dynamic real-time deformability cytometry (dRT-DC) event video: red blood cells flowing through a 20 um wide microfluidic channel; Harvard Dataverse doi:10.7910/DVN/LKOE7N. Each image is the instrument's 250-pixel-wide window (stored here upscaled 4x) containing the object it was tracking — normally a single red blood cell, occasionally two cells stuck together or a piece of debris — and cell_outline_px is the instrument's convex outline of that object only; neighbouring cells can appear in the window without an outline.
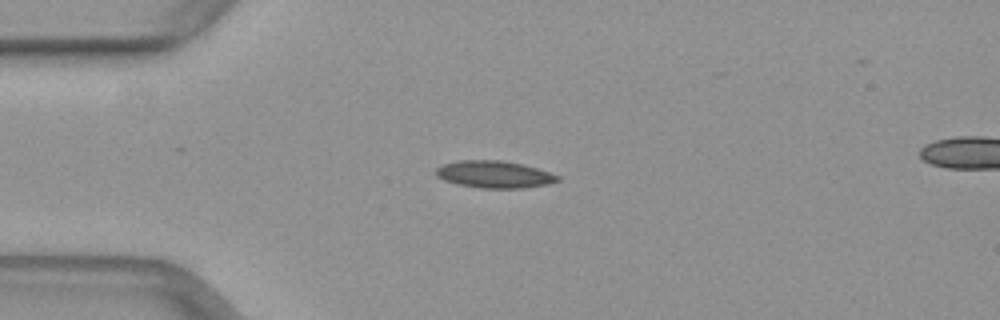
{"species": "common noctule bat (a hibernating species)", "species_latin": "Nyctalus noctula", "temperature_condition": "warm", "stored_images_in_passage": 36, "camera_frame_rate_fps": 3000, "um_per_image_px": 0.085, "animal": {"sex": "female", "body_mass_g": 29.2, "forearm_length_mm": 56.3}, "frame": {"image": 1, "passage_image": 1, "time_ms": 0.0, "image_size_px": [1000, 320], "cell_outline_px": [[560, 180], [548, 184], [524, 188], [480, 188], [456, 184], [444, 180], [436, 176], [436, 168], [444, 164], [460, 160], [500, 160], [524, 164], [560, 176]], "centroid_in_image_um": [42.01, 14.82], "position_along_channel_um": 43.0, "area_um2": 19.25}}
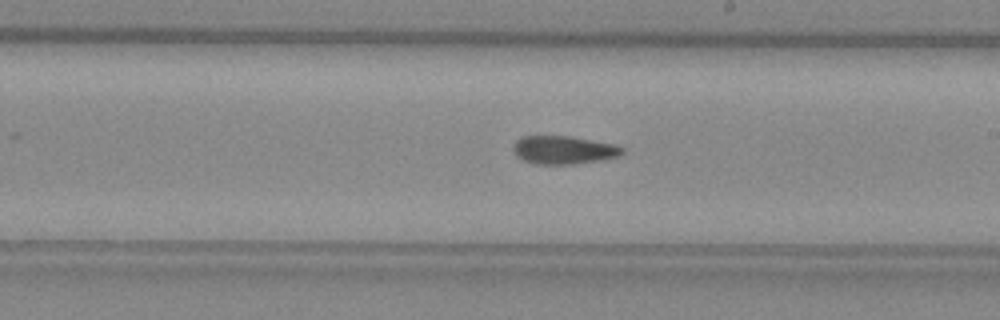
{"frame": {"image": 2, "passage_image": 17, "time_ms": 5.333, "image_size_px": [1000, 320], "cell_outline_px": [[624, 152], [620, 156], [600, 160], [572, 164], [536, 164], [524, 160], [516, 156], [512, 148], [516, 140], [520, 136], [572, 136], [616, 144], [624, 148]], "centroid_in_image_um": [47.92, 12.73], "position_along_channel_um": 241.1, "area_um2": 18.09}}
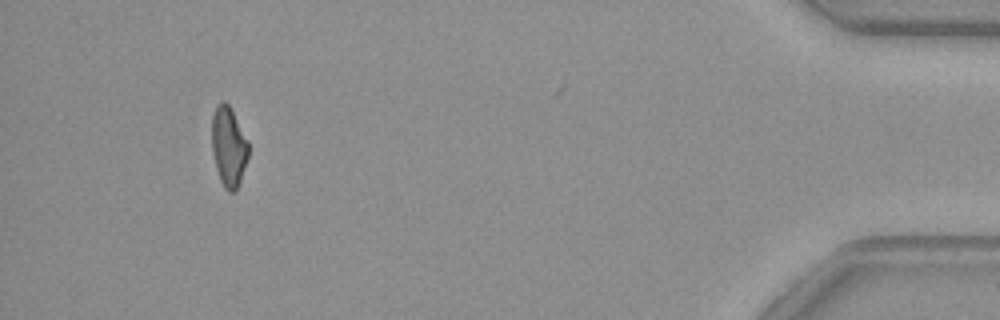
{"frame": {"image": 3, "passage_image": 35, "time_ms": 11.333, "image_size_px": [1000, 320], "cell_outline_px": [[248, 156], [236, 192], [228, 192], [224, 188], [220, 180], [216, 168], [212, 152], [212, 116], [216, 104], [220, 100], [224, 100], [232, 108], [248, 140]], "centroid_in_image_um": [19.43, 12.42], "position_along_channel_um": 415.8, "area_um2": 17.28}}